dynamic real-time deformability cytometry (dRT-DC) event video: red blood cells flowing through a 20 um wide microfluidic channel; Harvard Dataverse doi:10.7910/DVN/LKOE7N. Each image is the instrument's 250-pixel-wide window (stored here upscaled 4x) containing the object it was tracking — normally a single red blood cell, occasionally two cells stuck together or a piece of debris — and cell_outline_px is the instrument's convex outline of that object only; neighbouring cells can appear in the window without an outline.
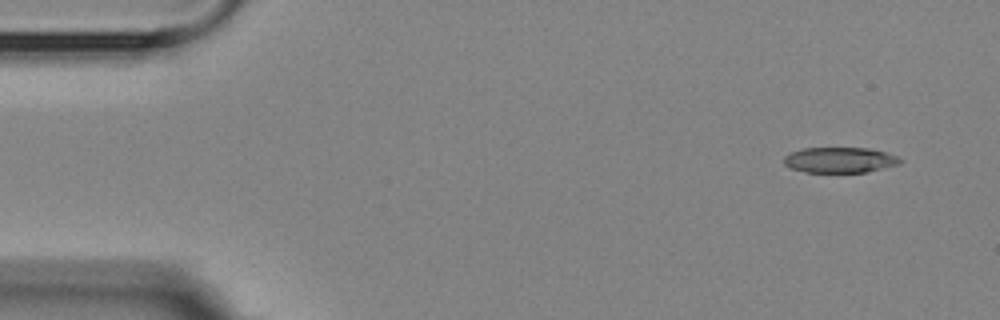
{"species": "Egyptian fruit bat (a non-hibernating species)", "species_latin": "Rousettus aegyptiacus", "temperature_condition": "room temperature", "stored_images_in_passage": 4, "camera_frame_rate_fps": 3000, "um_per_image_px": 0.085, "animal": {"sex": "female"}, "frame": {"image": 1, "passage_image": 1, "time_ms": 0.0, "image_size_px": [1000, 320], "cell_outline_px": [[904, 160], [900, 164], [868, 172], [804, 172], [788, 168], [784, 164], [784, 156], [792, 152], [804, 148], [868, 148], [884, 152], [896, 156]], "centroid_in_image_um": [71.38, 13.61], "position_along_channel_um": 13.6, "area_um2": 17.34}}
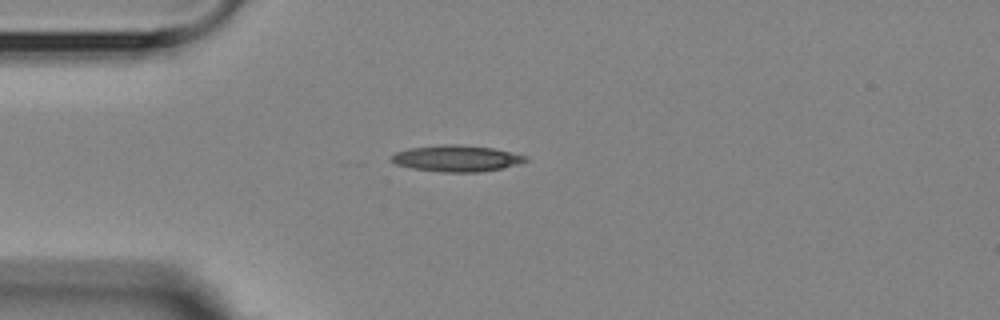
{"frame": {"image": 2, "passage_image": 4, "time_ms": 3.333, "image_size_px": [1000, 320], "cell_outline_px": [[528, 160], [516, 164], [500, 168], [480, 172], [440, 172], [412, 168], [396, 164], [392, 160], [392, 156], [396, 152], [412, 148], [444, 144], [456, 144], [492, 148], [524, 156]], "centroid_in_image_um": [38.77, 13.47], "position_along_channel_um": 46.2, "area_um2": 20.06}}